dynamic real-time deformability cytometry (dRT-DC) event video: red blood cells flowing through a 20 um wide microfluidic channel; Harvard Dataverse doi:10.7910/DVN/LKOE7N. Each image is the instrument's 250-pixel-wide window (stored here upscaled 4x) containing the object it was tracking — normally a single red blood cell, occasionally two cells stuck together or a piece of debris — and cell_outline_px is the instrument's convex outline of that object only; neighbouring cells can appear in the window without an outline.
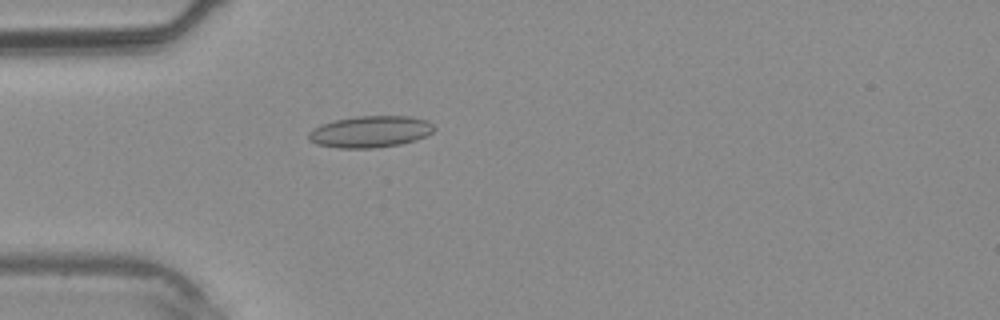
{"species": "common noctule bat (a hibernating species)", "species_latin": "Nyctalus noctula", "temperature_condition": "warm", "stored_images_in_passage": 24, "camera_frame_rate_fps": 3000, "um_per_image_px": 0.085, "animal": {"sex": "male", "body_mass_g": 20.4}, "frame": {"image": 1, "passage_image": 1, "time_ms": 0.0, "image_size_px": [1000, 320], "cell_outline_px": [[436, 128], [432, 132], [416, 140], [400, 144], [376, 148], [340, 148], [316, 144], [308, 140], [308, 132], [312, 128], [320, 124], [336, 120], [356, 116], [408, 116], [428, 120]], "centroid_in_image_um": [31.45, 11.19], "position_along_channel_um": 53.5, "area_um2": 23.24}}
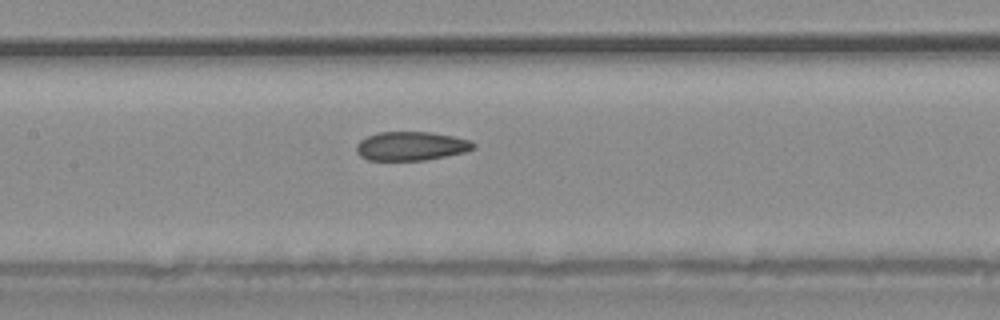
{"frame": {"image": 2, "passage_image": 8, "time_ms": 2.333, "image_size_px": [1000, 320], "cell_outline_px": [[476, 144], [472, 148], [464, 152], [424, 160], [368, 160], [360, 156], [356, 152], [356, 144], [360, 140], [376, 132], [432, 132], [452, 136], [468, 140]], "centroid_in_image_um": [34.88, 12.41], "position_along_channel_um": 172.5, "area_um2": 19.54}}
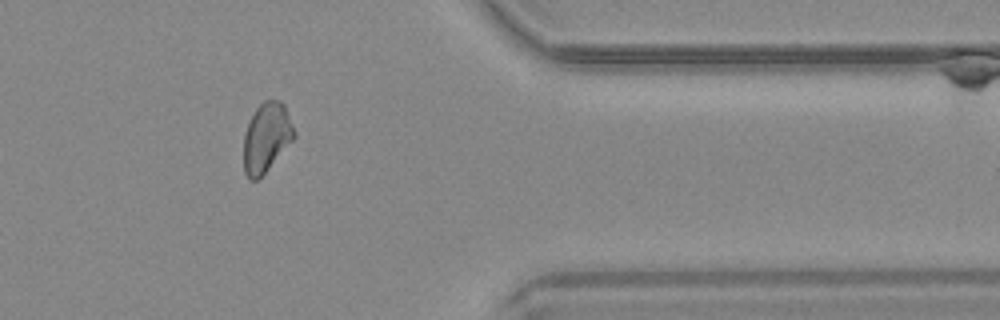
{"frame": {"image": 3, "passage_image": 21, "time_ms": 6.667, "image_size_px": [1000, 320], "cell_outline_px": [[296, 136], [268, 168], [256, 180], [248, 180], [244, 172], [244, 136], [248, 124], [256, 108], [264, 100], [280, 100], [284, 104], [296, 132]], "centroid_in_image_um": [22.65, 11.67], "position_along_channel_um": 388.7, "area_um2": 20.11}}